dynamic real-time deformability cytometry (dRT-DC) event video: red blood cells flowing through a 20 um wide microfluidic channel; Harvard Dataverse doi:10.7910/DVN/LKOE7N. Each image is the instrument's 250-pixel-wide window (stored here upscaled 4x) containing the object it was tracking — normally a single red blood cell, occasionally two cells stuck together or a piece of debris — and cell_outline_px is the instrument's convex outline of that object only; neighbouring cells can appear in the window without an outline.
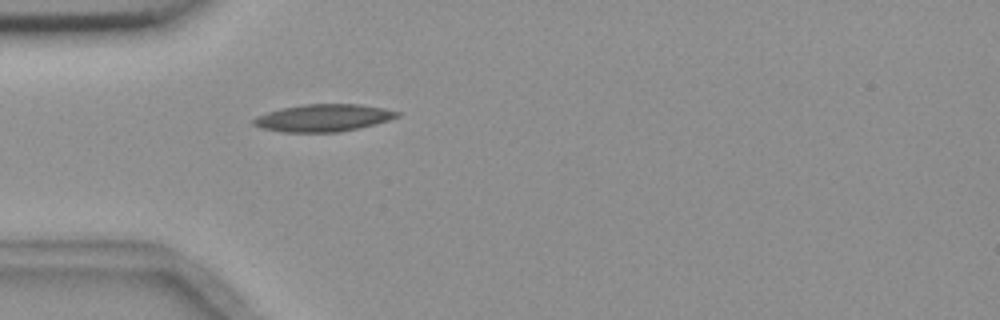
{"species": "common noctule bat (a hibernating species)", "species_latin": "Nyctalus noctula", "temperature_condition": "room temperature", "stored_images_in_passage": 1, "camera_frame_rate_fps": 3000, "um_per_image_px": 0.085, "animal": {"sex": "female", "body_mass_g": 18.4}, "frame": {"image": 1, "passage_image": 1, "time_ms": 0.0, "image_size_px": [1000, 320], "cell_outline_px": [[400, 116], [388, 120], [340, 132], [284, 132], [264, 128], [252, 124], [252, 120], [268, 112], [280, 108], [304, 104], [360, 104], [384, 108], [400, 112]], "centroid_in_image_um": [27.49, 10.01], "position_along_channel_um": 57.5, "area_um2": 22.54}}